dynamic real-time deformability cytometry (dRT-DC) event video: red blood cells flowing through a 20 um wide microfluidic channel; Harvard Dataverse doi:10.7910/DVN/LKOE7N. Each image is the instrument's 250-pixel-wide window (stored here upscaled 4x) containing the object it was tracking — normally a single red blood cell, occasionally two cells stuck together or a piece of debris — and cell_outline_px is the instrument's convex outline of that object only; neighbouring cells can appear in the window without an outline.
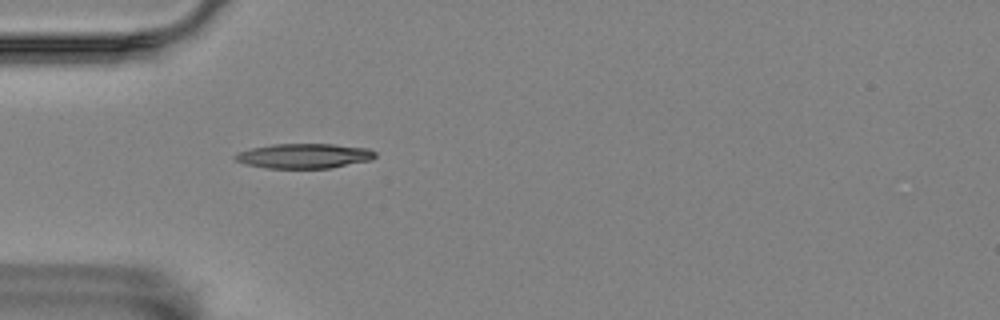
{"species": "Egyptian fruit bat (a non-hibernating species)", "species_latin": "Rousettus aegyptiacus", "temperature_condition": "room temperature", "stored_images_in_passage": 1, "camera_frame_rate_fps": 3000, "um_per_image_px": 0.085, "animal": {"sex": "female"}, "frame": {"image": 1, "passage_image": 1, "time_ms": 0.0, "image_size_px": [1000, 320], "cell_outline_px": [[376, 156], [372, 160], [332, 168], [268, 168], [244, 164], [236, 160], [232, 156], [236, 152], [252, 148], [272, 144], [332, 144], [368, 148], [376, 152]], "centroid_in_image_um": [25.85, 13.25], "position_along_channel_um": 59.2, "area_um2": 20.4}}